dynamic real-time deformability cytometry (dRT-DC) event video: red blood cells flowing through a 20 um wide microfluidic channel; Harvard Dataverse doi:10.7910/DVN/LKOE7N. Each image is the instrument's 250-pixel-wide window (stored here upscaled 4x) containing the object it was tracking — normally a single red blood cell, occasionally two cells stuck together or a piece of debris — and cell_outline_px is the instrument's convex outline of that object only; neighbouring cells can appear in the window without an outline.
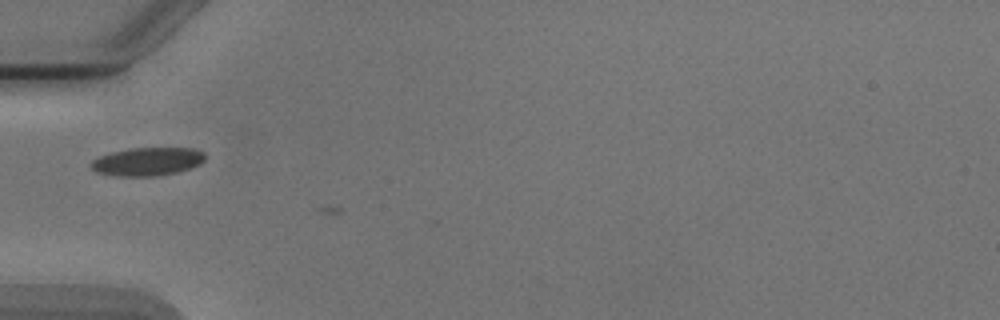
{"species": "Egyptian fruit bat (a non-hibernating species)", "species_latin": "Rousettus aegyptiacus", "temperature_condition": "cold", "stored_images_in_passage": 2, "camera_frame_rate_fps": 3000, "um_per_image_px": 0.085, "animal": {"sex": "male"}, "frame": {"image": 1, "passage_image": 1, "time_ms": 0.0, "image_size_px": [1000, 320], "cell_outline_px": [[204, 160], [200, 164], [176, 172], [156, 176], [116, 176], [96, 172], [92, 168], [92, 160], [100, 156], [112, 152], [132, 148], [192, 148], [204, 152]], "centroid_in_image_um": [12.53, 13.73], "position_along_channel_um": 72.5, "area_um2": 18.55}}